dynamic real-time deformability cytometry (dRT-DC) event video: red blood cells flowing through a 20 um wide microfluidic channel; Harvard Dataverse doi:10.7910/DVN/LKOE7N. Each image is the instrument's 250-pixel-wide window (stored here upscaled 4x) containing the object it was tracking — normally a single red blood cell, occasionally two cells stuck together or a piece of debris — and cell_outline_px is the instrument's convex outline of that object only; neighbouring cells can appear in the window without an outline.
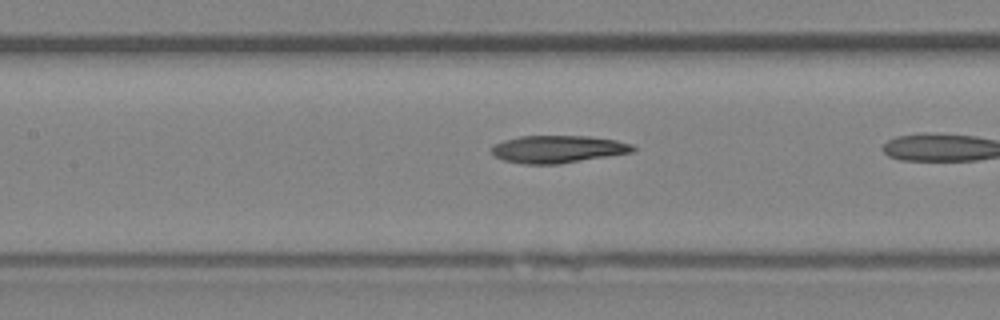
{"species": "Egyptian fruit bat (a non-hibernating species)", "species_latin": "Rousettus aegyptiacus", "temperature_condition": "room temperature", "stored_images_in_passage": 6, "camera_frame_rate_fps": 3000, "um_per_image_px": 0.085, "animal": {"sex": "female"}, "frame": {"image": 1, "passage_image": 5, "time_ms": 1.333, "image_size_px": [1000, 320], "cell_outline_px": [[636, 148], [632, 152], [560, 164], [524, 164], [504, 160], [496, 156], [492, 152], [492, 144], [504, 140], [520, 136], [588, 136], [616, 140], [632, 144]], "centroid_in_image_um": [47.41, 12.67], "position_along_channel_um": 160.0, "area_um2": 22.54}}